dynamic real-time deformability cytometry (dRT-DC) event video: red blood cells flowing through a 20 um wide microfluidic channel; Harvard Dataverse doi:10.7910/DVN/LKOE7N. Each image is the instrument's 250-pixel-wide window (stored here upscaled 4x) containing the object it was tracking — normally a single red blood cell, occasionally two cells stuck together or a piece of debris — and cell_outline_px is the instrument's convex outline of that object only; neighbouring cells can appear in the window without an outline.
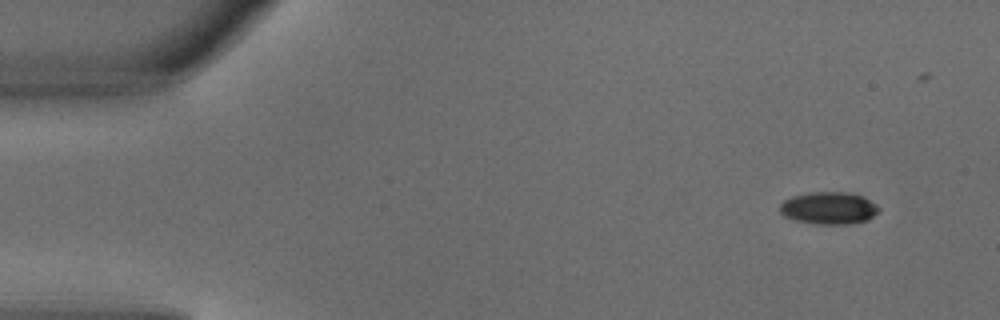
{"species": "common noctule bat (a hibernating species)", "species_latin": "Nyctalus noctula", "temperature_condition": "warm", "stored_images_in_passage": 4, "camera_frame_rate_fps": 3000, "um_per_image_px": 0.085, "animal": {"sex": "male", "body_mass_g": 18.8}, "frame": {"image": 1, "passage_image": 1, "time_ms": 0.0, "image_size_px": [1000, 320], "cell_outline_px": [[880, 208], [868, 220], [852, 224], [816, 224], [796, 220], [784, 216], [780, 212], [780, 204], [784, 200], [792, 196], [812, 192], [848, 192], [864, 196], [876, 204]], "centroid_in_image_um": [70.46, 17.68], "position_along_channel_um": 14.5, "area_um2": 18.67}}
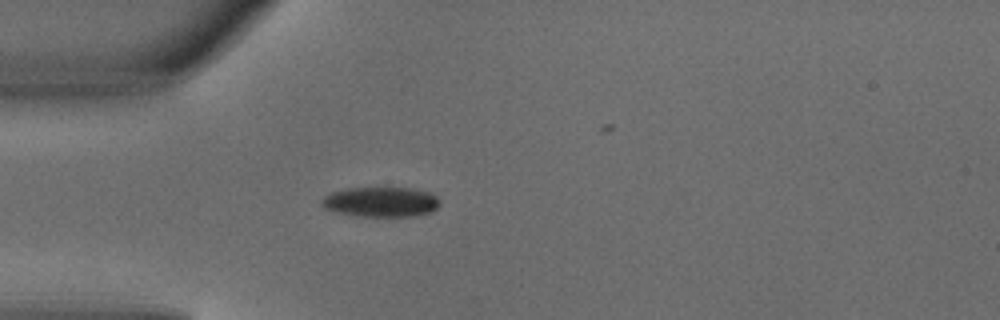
{"frame": {"image": 2, "passage_image": 3, "time_ms": 0.667, "image_size_px": [1000, 320], "cell_outline_px": [[440, 204], [432, 212], [416, 216], [360, 216], [340, 212], [324, 208], [320, 204], [320, 200], [324, 196], [332, 192], [348, 188], [408, 188], [428, 192], [436, 196], [440, 200]], "centroid_in_image_um": [32.39, 17.16], "position_along_channel_um": 52.6, "area_um2": 20.52}}